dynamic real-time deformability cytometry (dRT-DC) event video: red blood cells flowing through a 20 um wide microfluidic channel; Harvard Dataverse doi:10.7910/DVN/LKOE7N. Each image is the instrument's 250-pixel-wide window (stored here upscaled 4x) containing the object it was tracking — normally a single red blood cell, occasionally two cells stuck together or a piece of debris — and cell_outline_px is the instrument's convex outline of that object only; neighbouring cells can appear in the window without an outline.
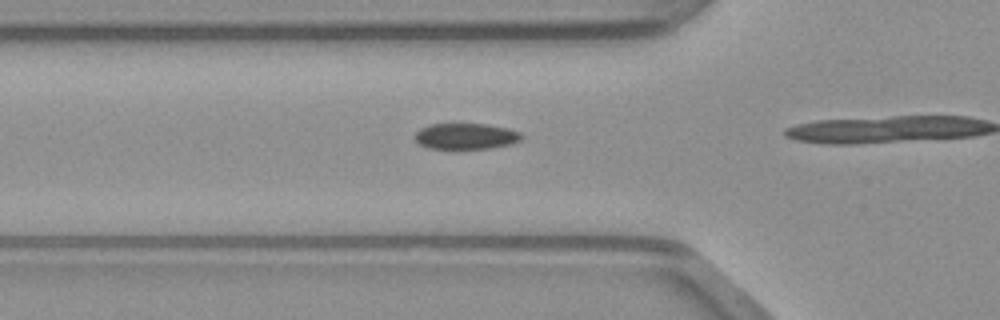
{"species": "common noctule bat (a hibernating species)", "species_latin": "Nyctalus noctula", "temperature_condition": "warm", "stored_images_in_passage": 16, "camera_frame_rate_fps": 3000, "um_per_image_px": 0.085, "animal": {"sex": "male", "body_mass_g": 23.1, "forearm_length_mm": 52.7}, "frame": {"image": 1, "passage_image": 13, "time_ms": 4.0, "image_size_px": [1000, 320], "cell_outline_px": [[524, 136], [520, 140], [508, 144], [488, 148], [428, 148], [420, 144], [416, 140], [416, 132], [420, 128], [432, 124], [488, 124], [508, 128], [520, 132]], "centroid_in_image_um": [39.61, 11.56], "position_along_channel_um": 86.2, "area_um2": 15.9}}